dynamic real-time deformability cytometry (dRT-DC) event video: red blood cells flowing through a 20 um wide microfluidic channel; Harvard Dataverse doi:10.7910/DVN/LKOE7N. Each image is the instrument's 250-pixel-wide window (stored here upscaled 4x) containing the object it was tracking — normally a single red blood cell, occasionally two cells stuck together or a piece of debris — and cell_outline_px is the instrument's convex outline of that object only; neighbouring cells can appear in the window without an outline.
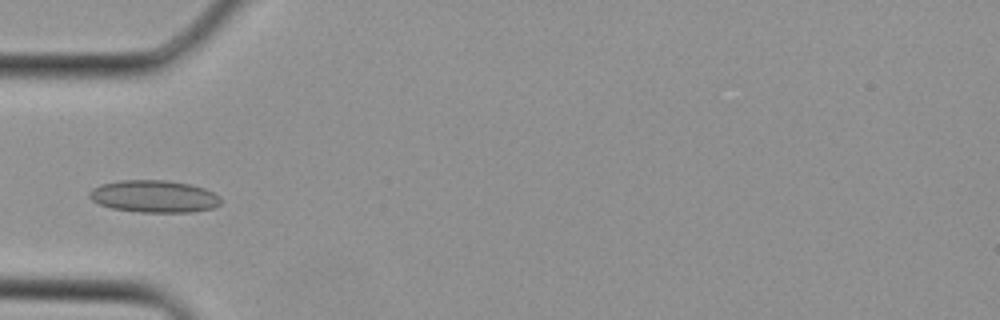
{"species": "Egyptian fruit bat (a non-hibernating species)", "species_latin": "Rousettus aegyptiacus", "temperature_condition": "cold", "stored_images_in_passage": 2, "camera_frame_rate_fps": 3000, "um_per_image_px": 0.085, "animal": {"sex": "female"}, "frame": {"image": 1, "passage_image": 2, "time_ms": 0.333, "image_size_px": [1000, 320], "cell_outline_px": [[220, 204], [212, 208], [192, 212], [140, 212], [112, 208], [100, 204], [92, 200], [88, 196], [88, 192], [92, 188], [100, 184], [120, 180], [168, 180], [192, 184], [204, 188], [220, 196]], "centroid_in_image_um": [13.09, 16.68], "position_along_channel_um": 71.9, "area_um2": 24.8}}